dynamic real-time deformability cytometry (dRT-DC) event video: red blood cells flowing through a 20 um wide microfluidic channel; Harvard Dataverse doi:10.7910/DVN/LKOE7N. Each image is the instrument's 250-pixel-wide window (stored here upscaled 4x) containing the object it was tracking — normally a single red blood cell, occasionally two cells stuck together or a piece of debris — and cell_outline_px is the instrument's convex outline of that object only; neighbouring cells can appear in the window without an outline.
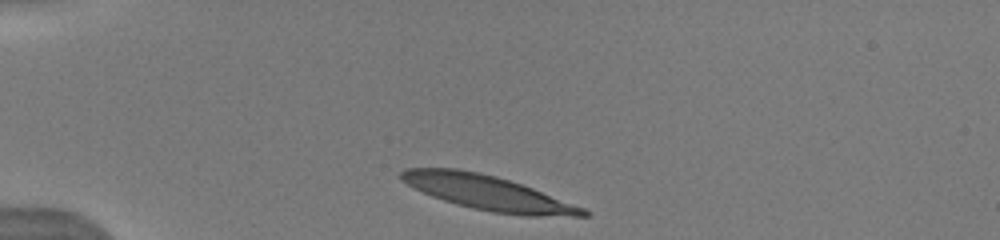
{"species": "human", "species_latin": "Homo sapiens", "temperature_condition": "warm", "stored_images_in_passage": 6, "camera_frame_rate_fps": 3000, "um_per_image_px": 0.085, "donor": {"sex": "male"}, "frame": {"image": 1, "passage_image": 1, "time_ms": 0.0, "image_size_px": [1000, 240], "cell_outline_px": [[592, 212], [588, 216], [528, 216], [492, 212], [456, 204], [432, 196], [400, 180], [400, 172], [404, 168], [456, 168], [480, 172], [496, 176], [532, 188], [584, 208]], "centroid_in_image_um": [41.47, 16.38], "position_along_channel_um": 43.5, "area_um2": 36.24}}
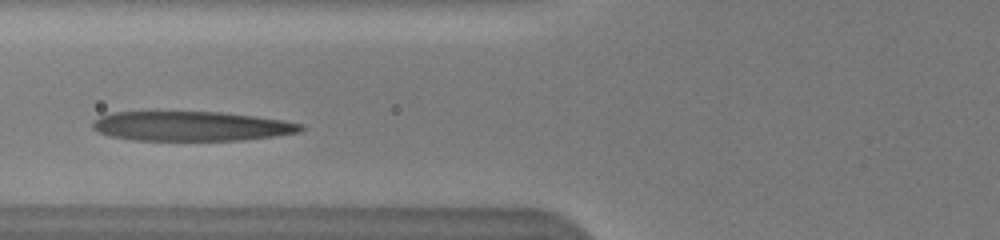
{"frame": {"image": 2, "passage_image": 5, "time_ms": 2.667, "image_size_px": [1000, 240], "cell_outline_px": [[304, 128], [300, 132], [276, 136], [244, 140], [132, 140], [108, 136], [92, 128], [92, 120], [100, 116], [112, 112], [220, 112], [284, 120], [304, 124]], "centroid_in_image_um": [16.26, 10.73], "position_along_channel_um": 109.5, "area_um2": 36.01}}